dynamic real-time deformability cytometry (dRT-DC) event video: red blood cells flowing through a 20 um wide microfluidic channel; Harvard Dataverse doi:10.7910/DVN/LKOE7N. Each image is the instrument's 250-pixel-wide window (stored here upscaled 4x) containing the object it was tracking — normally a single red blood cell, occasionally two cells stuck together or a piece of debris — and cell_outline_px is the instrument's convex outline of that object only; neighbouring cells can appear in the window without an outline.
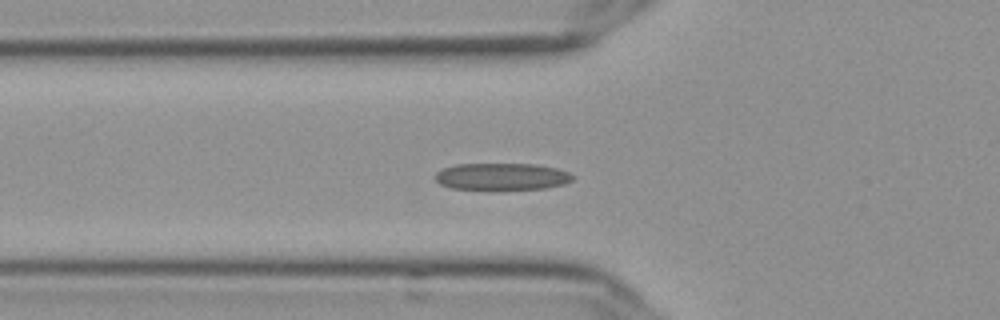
{"species": "Egyptian fruit bat (a non-hibernating species)", "species_latin": "Rousettus aegyptiacus", "temperature_condition": "cold", "stored_images_in_passage": 33, "camera_frame_rate_fps": 3000, "um_per_image_px": 0.085, "frame": {"image": 1, "passage_image": 2, "time_ms": 0.333, "image_size_px": [1000, 320], "cell_outline_px": [[572, 180], [564, 184], [544, 188], [452, 188], [440, 184], [436, 180], [436, 172], [440, 168], [456, 164], [536, 164], [556, 168], [568, 172], [572, 176]], "centroid_in_image_um": [42.62, 14.98], "position_along_channel_um": 83.2, "area_um2": 21.1}}
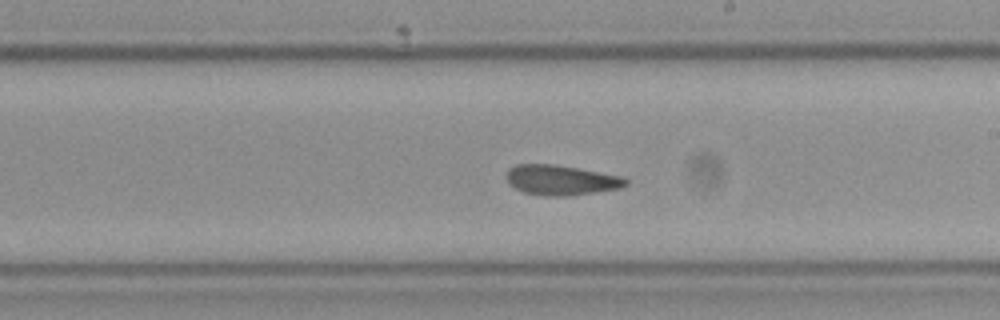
{"frame": {"image": 2, "passage_image": 15, "time_ms": 4.667, "image_size_px": [1000, 320], "cell_outline_px": [[628, 184], [620, 188], [572, 196], [544, 196], [524, 192], [508, 184], [508, 168], [516, 164], [556, 164], [620, 176], [628, 180]], "centroid_in_image_um": [47.68, 15.31], "position_along_channel_um": 241.3, "area_um2": 20.87}}
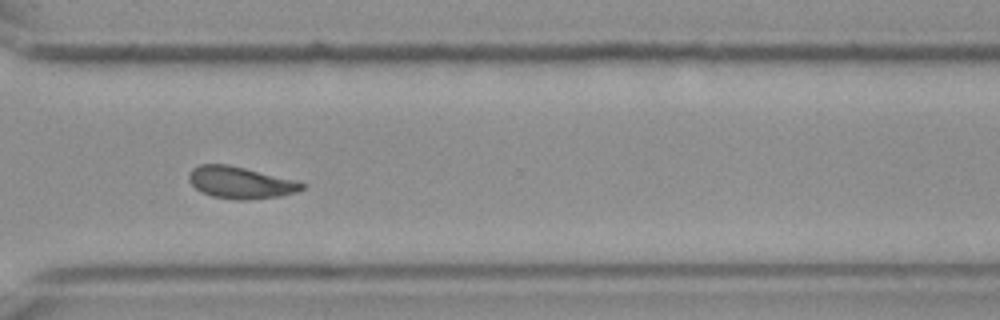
{"frame": {"image": 3, "passage_image": 24, "time_ms": 7.667, "image_size_px": [1000, 320], "cell_outline_px": [[308, 184], [304, 188], [296, 192], [280, 196], [244, 200], [236, 200], [212, 196], [200, 192], [188, 180], [188, 172], [192, 168], [200, 164], [228, 164]], "centroid_in_image_um": [20.39, 15.52], "position_along_channel_um": 350.2, "area_um2": 20.87}, "authors_computed_cell_mechanics": {"area_um2": 20.5768, "velocity_mm_per_s": 3.6278, "shape_relaxation_time_tau1_ms": 8.295, "shape_relaxation_time_tau2_ms": 2.5555, "deformation_change_tau1": 0.1637, "deformation_change_tau2": 0.0967}}